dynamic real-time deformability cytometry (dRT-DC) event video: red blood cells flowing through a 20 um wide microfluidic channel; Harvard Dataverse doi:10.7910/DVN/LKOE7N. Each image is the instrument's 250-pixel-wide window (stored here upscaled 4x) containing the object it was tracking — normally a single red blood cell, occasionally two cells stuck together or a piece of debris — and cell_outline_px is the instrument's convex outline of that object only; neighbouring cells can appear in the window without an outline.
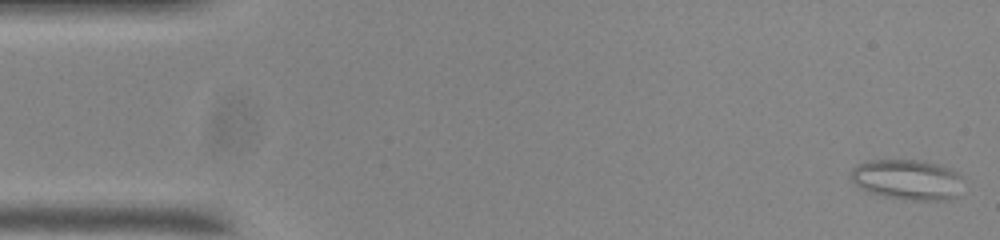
{"species": "common noctule bat (a hibernating species)", "species_latin": "Nyctalus noctula", "temperature_condition": "room temperature", "stored_images_in_passage": 54, "camera_frame_rate_fps": 3000, "um_per_image_px": 0.085, "animal": {"sex": "male", "body_mass_g": 20.0, "forearm_length_mm": 53.3}, "frame": {"image": 1, "passage_image": 1, "time_ms": 0.0, "image_size_px": [1000, 240], "cell_outline_px": [[960, 196], [952, 200], [904, 200], [884, 196], [868, 192], [860, 188], [852, 180], [852, 168], [856, 164], [868, 160], [924, 160], [948, 168], [956, 172], [960, 176]], "centroid_in_image_um": [77.13, 15.28], "position_along_channel_um": 7.9, "area_um2": 26.59}}
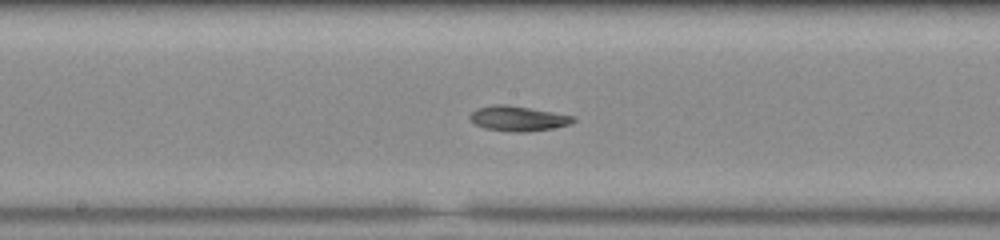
{"frame": {"image": 2, "passage_image": 27, "time_ms": 8.667, "image_size_px": [1000, 240], "cell_outline_px": [[576, 120], [568, 124], [552, 128], [524, 132], [516, 132], [484, 128], [468, 120], [468, 116], [476, 108], [496, 104], [504, 104], [576, 116]], "centroid_in_image_um": [43.99, 10.07], "position_along_channel_um": 204.2, "area_um2": 14.91}}
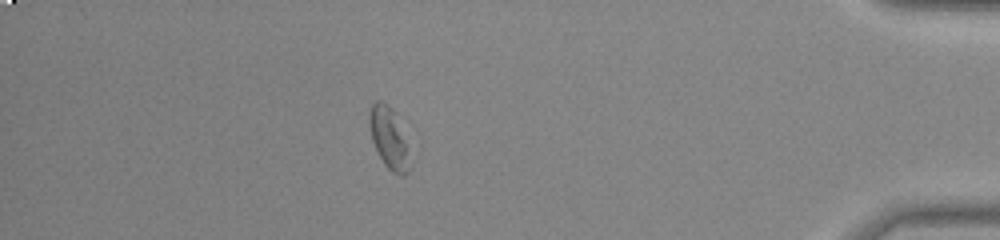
{"frame": {"image": 3, "passage_image": 47, "time_ms": 15.333, "image_size_px": [1000, 240], "cell_outline_px": [[408, 172], [404, 176], [400, 176], [392, 172], [384, 164], [372, 140], [368, 124], [368, 116], [372, 104], [376, 100], [380, 100], [388, 104], [392, 108], [404, 144], [408, 168]], "centroid_in_image_um": [32.95, 11.7], "position_along_channel_um": 402.2, "area_um2": 13.47}}